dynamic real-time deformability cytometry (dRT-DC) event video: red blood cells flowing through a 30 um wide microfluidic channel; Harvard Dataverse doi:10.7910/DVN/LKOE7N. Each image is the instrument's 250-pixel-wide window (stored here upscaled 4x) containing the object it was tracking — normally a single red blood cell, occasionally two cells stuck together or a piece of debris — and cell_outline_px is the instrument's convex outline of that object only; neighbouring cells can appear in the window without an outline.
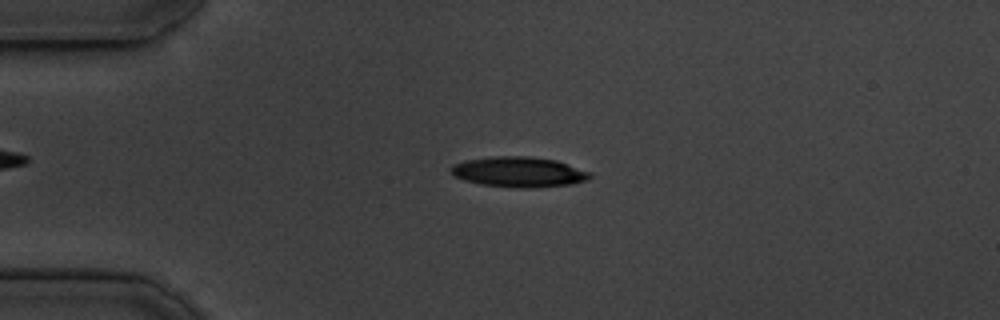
{"species": "common noctule bat (a hibernating species)", "species_latin": "Nyctalus noctula", "temperature_condition": "cold", "stored_images_in_passage": 45, "camera_frame_rate_fps": 3000, "um_per_image_px": 0.085, "animal": {"sex": "male", "body_mass_g": 19.5, "forearm_length_mm": 54.6}, "frame": {"image": 1, "passage_image": 4, "time_ms": 1.0, "image_size_px": [1000, 320], "cell_outline_px": [[592, 176], [588, 180], [572, 184], [532, 188], [520, 188], [480, 184], [464, 180], [452, 176], [452, 164], [464, 160], [492, 156], [532, 156], [556, 160], [592, 172]], "centroid_in_image_um": [44.12, 14.61], "position_along_channel_um": 40.9, "area_um2": 24.8}}
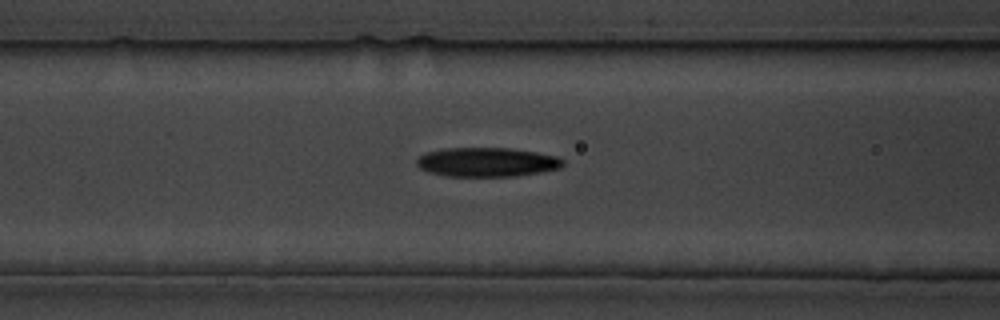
{"frame": {"image": 2, "passage_image": 13, "time_ms": 4.0, "image_size_px": [1000, 320], "cell_outline_px": [[564, 164], [560, 168], [540, 172], [516, 176], [448, 176], [428, 172], [420, 168], [416, 164], [416, 160], [420, 156], [428, 152], [440, 148], [508, 148], [536, 152], [556, 156], [564, 160]], "centroid_in_image_um": [41.38, 13.78], "position_along_channel_um": 125.2, "area_um2": 24.85}}
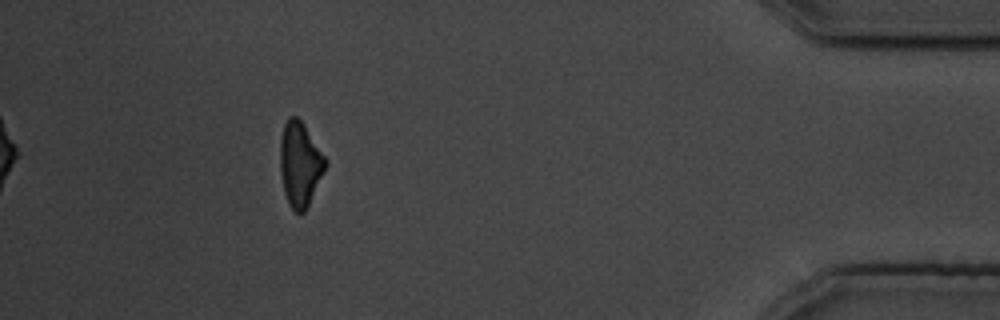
{"frame": {"image": 3, "passage_image": 40, "time_ms": 13.0, "image_size_px": [1000, 320], "cell_outline_px": [[328, 164], [304, 212], [296, 212], [288, 204], [284, 192], [280, 172], [280, 140], [284, 124], [288, 116], [296, 116], [304, 124], [328, 160]], "centroid_in_image_um": [25.5, 13.92], "position_along_channel_um": 409.7, "area_um2": 22.31}, "authors_computed_cell_mechanics": {"area_um2": 24.0448, "velocity_mm_per_s": 3.7421, "shape_relaxation_time_tau1_ms": 3.4647, "shape_relaxation_time_tau2_ms": null, "deformation_change_tau1": 0.1679, "deformation_change_tau2": null}}